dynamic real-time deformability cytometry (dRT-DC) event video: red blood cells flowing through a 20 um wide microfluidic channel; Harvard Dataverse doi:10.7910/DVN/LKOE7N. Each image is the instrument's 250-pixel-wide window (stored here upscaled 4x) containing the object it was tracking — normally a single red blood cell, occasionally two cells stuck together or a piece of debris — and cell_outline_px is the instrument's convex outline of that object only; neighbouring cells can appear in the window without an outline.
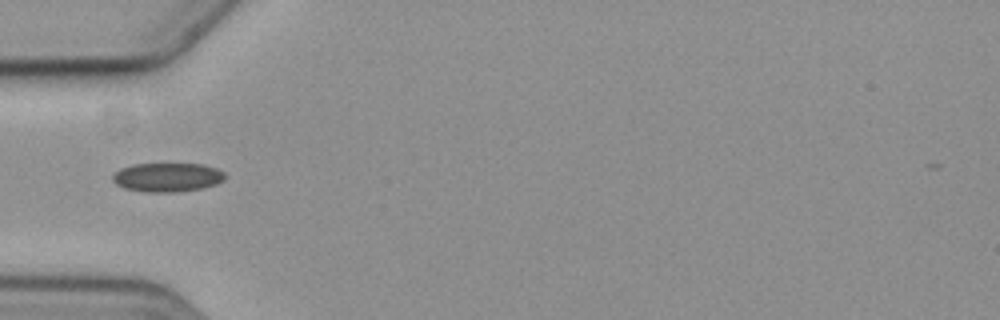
{"species": "common noctule bat (a hibernating species)", "species_latin": "Nyctalus noctula", "temperature_condition": "cold", "stored_images_in_passage": 3, "camera_frame_rate_fps": 3000, "um_per_image_px": 0.085, "animal": {"sex": "female", "body_mass_g": 19.3, "forearm_length_mm": 54.1}, "frame": {"image": 1, "passage_image": 1, "time_ms": 0.0, "image_size_px": [1000, 320], "cell_outline_px": [[224, 180], [216, 184], [200, 188], [176, 192], [148, 192], [124, 188], [116, 184], [112, 180], [112, 176], [120, 168], [132, 164], [204, 164], [216, 168], [224, 172]], "centroid_in_image_um": [14.21, 15.06], "position_along_channel_um": 70.8, "area_um2": 18.9}}
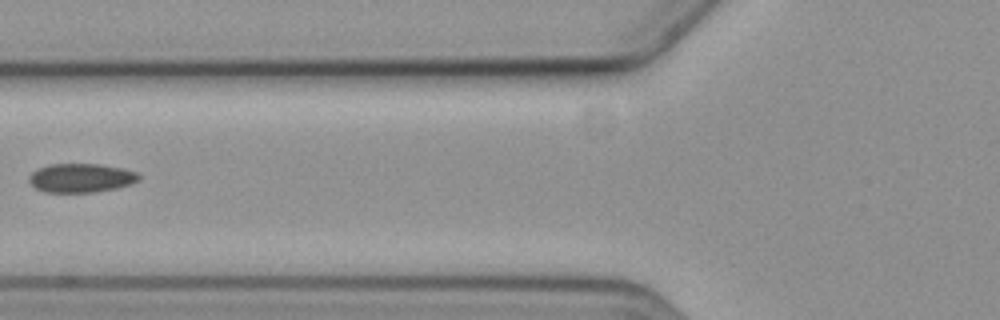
{"frame": {"image": 2, "passage_image": 2, "time_ms": 1.333, "image_size_px": [1000, 320], "cell_outline_px": [[140, 180], [132, 184], [116, 188], [92, 192], [44, 192], [36, 188], [28, 180], [28, 176], [36, 168], [52, 164], [100, 164], [120, 168], [136, 172], [140, 176]], "centroid_in_image_um": [6.87, 15.12], "position_along_channel_um": 118.9, "area_um2": 18.5}}
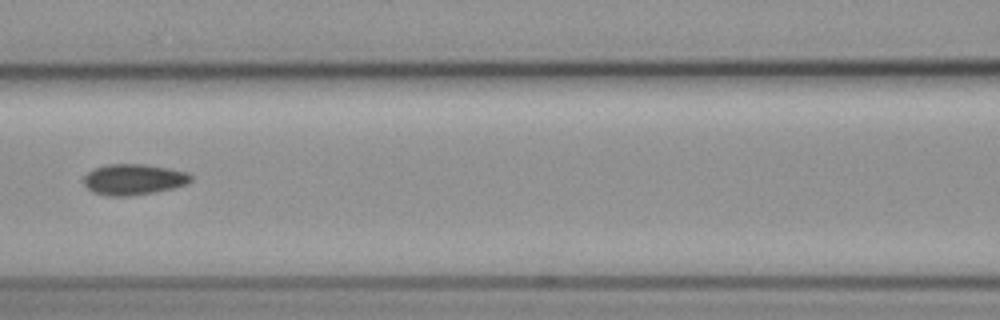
{"frame": {"image": 3, "passage_image": 3, "time_ms": 2.333, "image_size_px": [1000, 320], "cell_outline_px": [[192, 180], [188, 184], [172, 188], [152, 192], [128, 196], [108, 196], [92, 192], [84, 184], [84, 176], [88, 172], [96, 168], [108, 164], [144, 164], [168, 168], [188, 172], [192, 176]], "centroid_in_image_um": [11.37, 15.25], "position_along_channel_um": 155.2, "area_um2": 19.19}}